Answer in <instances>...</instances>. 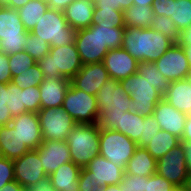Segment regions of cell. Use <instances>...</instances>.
<instances>
[{"label": "cell", "instance_id": "f1b7e54d", "mask_svg": "<svg viewBox=\"0 0 191 191\" xmlns=\"http://www.w3.org/2000/svg\"><path fill=\"white\" fill-rule=\"evenodd\" d=\"M46 0H30L25 6L18 9L20 19L27 31H32L39 19L48 10Z\"/></svg>", "mask_w": 191, "mask_h": 191}, {"label": "cell", "instance_id": "91938a15", "mask_svg": "<svg viewBox=\"0 0 191 191\" xmlns=\"http://www.w3.org/2000/svg\"><path fill=\"white\" fill-rule=\"evenodd\" d=\"M101 191H121L120 185H109L102 188Z\"/></svg>", "mask_w": 191, "mask_h": 191}, {"label": "cell", "instance_id": "be15d7a7", "mask_svg": "<svg viewBox=\"0 0 191 191\" xmlns=\"http://www.w3.org/2000/svg\"><path fill=\"white\" fill-rule=\"evenodd\" d=\"M173 191H187V189L182 187H176Z\"/></svg>", "mask_w": 191, "mask_h": 191}, {"label": "cell", "instance_id": "7c38bea8", "mask_svg": "<svg viewBox=\"0 0 191 191\" xmlns=\"http://www.w3.org/2000/svg\"><path fill=\"white\" fill-rule=\"evenodd\" d=\"M175 187L186 188L189 172L184 158L182 142L157 160V172Z\"/></svg>", "mask_w": 191, "mask_h": 191}, {"label": "cell", "instance_id": "60d3db41", "mask_svg": "<svg viewBox=\"0 0 191 191\" xmlns=\"http://www.w3.org/2000/svg\"><path fill=\"white\" fill-rule=\"evenodd\" d=\"M25 112L38 113L41 109V96L39 86L23 89Z\"/></svg>", "mask_w": 191, "mask_h": 191}, {"label": "cell", "instance_id": "74e56055", "mask_svg": "<svg viewBox=\"0 0 191 191\" xmlns=\"http://www.w3.org/2000/svg\"><path fill=\"white\" fill-rule=\"evenodd\" d=\"M8 59L12 77L20 75L26 70H29L34 64H36V61L24 51L8 55Z\"/></svg>", "mask_w": 191, "mask_h": 191}, {"label": "cell", "instance_id": "db71d44e", "mask_svg": "<svg viewBox=\"0 0 191 191\" xmlns=\"http://www.w3.org/2000/svg\"><path fill=\"white\" fill-rule=\"evenodd\" d=\"M184 149V158L186 161V167L189 173H191V143L182 142Z\"/></svg>", "mask_w": 191, "mask_h": 191}, {"label": "cell", "instance_id": "ab89813d", "mask_svg": "<svg viewBox=\"0 0 191 191\" xmlns=\"http://www.w3.org/2000/svg\"><path fill=\"white\" fill-rule=\"evenodd\" d=\"M148 177L124 174L120 182L121 191H147Z\"/></svg>", "mask_w": 191, "mask_h": 191}, {"label": "cell", "instance_id": "7dc6e473", "mask_svg": "<svg viewBox=\"0 0 191 191\" xmlns=\"http://www.w3.org/2000/svg\"><path fill=\"white\" fill-rule=\"evenodd\" d=\"M12 81L8 55L0 51V83L7 84Z\"/></svg>", "mask_w": 191, "mask_h": 191}, {"label": "cell", "instance_id": "277c9868", "mask_svg": "<svg viewBox=\"0 0 191 191\" xmlns=\"http://www.w3.org/2000/svg\"><path fill=\"white\" fill-rule=\"evenodd\" d=\"M100 127L97 123H77L67 135L65 142L68 143L71 161L84 168L100 152L99 146Z\"/></svg>", "mask_w": 191, "mask_h": 191}, {"label": "cell", "instance_id": "4316f807", "mask_svg": "<svg viewBox=\"0 0 191 191\" xmlns=\"http://www.w3.org/2000/svg\"><path fill=\"white\" fill-rule=\"evenodd\" d=\"M152 6H138L133 4L123 11L125 27L151 28L154 21Z\"/></svg>", "mask_w": 191, "mask_h": 191}, {"label": "cell", "instance_id": "9a60e30c", "mask_svg": "<svg viewBox=\"0 0 191 191\" xmlns=\"http://www.w3.org/2000/svg\"><path fill=\"white\" fill-rule=\"evenodd\" d=\"M108 72L102 62L83 64L70 84L88 94L96 96L100 87L109 80Z\"/></svg>", "mask_w": 191, "mask_h": 191}, {"label": "cell", "instance_id": "5b68a950", "mask_svg": "<svg viewBox=\"0 0 191 191\" xmlns=\"http://www.w3.org/2000/svg\"><path fill=\"white\" fill-rule=\"evenodd\" d=\"M36 64L43 77H66L72 79L82 68V62L75 44L51 47L50 52Z\"/></svg>", "mask_w": 191, "mask_h": 191}, {"label": "cell", "instance_id": "7402d4cb", "mask_svg": "<svg viewBox=\"0 0 191 191\" xmlns=\"http://www.w3.org/2000/svg\"><path fill=\"white\" fill-rule=\"evenodd\" d=\"M94 8L93 0H74L63 14L67 23L77 31L92 25Z\"/></svg>", "mask_w": 191, "mask_h": 191}, {"label": "cell", "instance_id": "7a4b0ae2", "mask_svg": "<svg viewBox=\"0 0 191 191\" xmlns=\"http://www.w3.org/2000/svg\"><path fill=\"white\" fill-rule=\"evenodd\" d=\"M174 44L152 28L126 27L122 48L137 61L155 62Z\"/></svg>", "mask_w": 191, "mask_h": 191}, {"label": "cell", "instance_id": "4fadbf2b", "mask_svg": "<svg viewBox=\"0 0 191 191\" xmlns=\"http://www.w3.org/2000/svg\"><path fill=\"white\" fill-rule=\"evenodd\" d=\"M154 63L158 71L170 82L187 79L191 73V68L181 43H175Z\"/></svg>", "mask_w": 191, "mask_h": 191}, {"label": "cell", "instance_id": "5bb4252c", "mask_svg": "<svg viewBox=\"0 0 191 191\" xmlns=\"http://www.w3.org/2000/svg\"><path fill=\"white\" fill-rule=\"evenodd\" d=\"M15 180L27 191L46 175L37 150H29L23 156L13 160Z\"/></svg>", "mask_w": 191, "mask_h": 191}, {"label": "cell", "instance_id": "cb8c5ba5", "mask_svg": "<svg viewBox=\"0 0 191 191\" xmlns=\"http://www.w3.org/2000/svg\"><path fill=\"white\" fill-rule=\"evenodd\" d=\"M29 149L11 125L0 126V155L9 160L23 156Z\"/></svg>", "mask_w": 191, "mask_h": 191}, {"label": "cell", "instance_id": "4dcf8cb0", "mask_svg": "<svg viewBox=\"0 0 191 191\" xmlns=\"http://www.w3.org/2000/svg\"><path fill=\"white\" fill-rule=\"evenodd\" d=\"M142 129L143 116L131 110L124 113L120 119V125L116 127L115 131L123 133L136 143L142 135Z\"/></svg>", "mask_w": 191, "mask_h": 191}, {"label": "cell", "instance_id": "f5cc1de1", "mask_svg": "<svg viewBox=\"0 0 191 191\" xmlns=\"http://www.w3.org/2000/svg\"><path fill=\"white\" fill-rule=\"evenodd\" d=\"M181 142L191 143V114L187 115Z\"/></svg>", "mask_w": 191, "mask_h": 191}, {"label": "cell", "instance_id": "8fae6325", "mask_svg": "<svg viewBox=\"0 0 191 191\" xmlns=\"http://www.w3.org/2000/svg\"><path fill=\"white\" fill-rule=\"evenodd\" d=\"M38 118L43 140L65 141L77 122L62 107L41 108Z\"/></svg>", "mask_w": 191, "mask_h": 191}, {"label": "cell", "instance_id": "7bdbcfd3", "mask_svg": "<svg viewBox=\"0 0 191 191\" xmlns=\"http://www.w3.org/2000/svg\"><path fill=\"white\" fill-rule=\"evenodd\" d=\"M175 188L171 182L158 173L148 177L147 191H173Z\"/></svg>", "mask_w": 191, "mask_h": 191}, {"label": "cell", "instance_id": "e0dca14e", "mask_svg": "<svg viewBox=\"0 0 191 191\" xmlns=\"http://www.w3.org/2000/svg\"><path fill=\"white\" fill-rule=\"evenodd\" d=\"M102 63L108 72L109 78L118 81L137 72L138 61L122 47L109 50Z\"/></svg>", "mask_w": 191, "mask_h": 191}, {"label": "cell", "instance_id": "ee69618b", "mask_svg": "<svg viewBox=\"0 0 191 191\" xmlns=\"http://www.w3.org/2000/svg\"><path fill=\"white\" fill-rule=\"evenodd\" d=\"M102 187L97 185L93 179L92 172L88 171L85 167L81 169L79 175V191H101Z\"/></svg>", "mask_w": 191, "mask_h": 191}, {"label": "cell", "instance_id": "11a10c76", "mask_svg": "<svg viewBox=\"0 0 191 191\" xmlns=\"http://www.w3.org/2000/svg\"><path fill=\"white\" fill-rule=\"evenodd\" d=\"M0 191H27L16 180L7 183Z\"/></svg>", "mask_w": 191, "mask_h": 191}, {"label": "cell", "instance_id": "ba28073f", "mask_svg": "<svg viewBox=\"0 0 191 191\" xmlns=\"http://www.w3.org/2000/svg\"><path fill=\"white\" fill-rule=\"evenodd\" d=\"M29 34L16 9L0 6V51L12 55L24 51Z\"/></svg>", "mask_w": 191, "mask_h": 191}, {"label": "cell", "instance_id": "94428289", "mask_svg": "<svg viewBox=\"0 0 191 191\" xmlns=\"http://www.w3.org/2000/svg\"><path fill=\"white\" fill-rule=\"evenodd\" d=\"M185 53H186V57L188 59L190 68H191V47H183Z\"/></svg>", "mask_w": 191, "mask_h": 191}, {"label": "cell", "instance_id": "30bf717a", "mask_svg": "<svg viewBox=\"0 0 191 191\" xmlns=\"http://www.w3.org/2000/svg\"><path fill=\"white\" fill-rule=\"evenodd\" d=\"M62 109L68 112L77 123L93 124L98 121L97 97L74 88L71 84L65 93Z\"/></svg>", "mask_w": 191, "mask_h": 191}, {"label": "cell", "instance_id": "bcb514c9", "mask_svg": "<svg viewBox=\"0 0 191 191\" xmlns=\"http://www.w3.org/2000/svg\"><path fill=\"white\" fill-rule=\"evenodd\" d=\"M172 2L174 0H154L152 3L153 13L170 18Z\"/></svg>", "mask_w": 191, "mask_h": 191}, {"label": "cell", "instance_id": "9c48e42d", "mask_svg": "<svg viewBox=\"0 0 191 191\" xmlns=\"http://www.w3.org/2000/svg\"><path fill=\"white\" fill-rule=\"evenodd\" d=\"M99 155L114 165L125 168L137 145L129 137L115 130L100 128Z\"/></svg>", "mask_w": 191, "mask_h": 191}, {"label": "cell", "instance_id": "83f0119b", "mask_svg": "<svg viewBox=\"0 0 191 191\" xmlns=\"http://www.w3.org/2000/svg\"><path fill=\"white\" fill-rule=\"evenodd\" d=\"M180 143V138L167 131L160 130L155 136L152 137L150 143H148L144 148L157 161L164 154L171 151L175 146L179 145Z\"/></svg>", "mask_w": 191, "mask_h": 191}, {"label": "cell", "instance_id": "603a6c76", "mask_svg": "<svg viewBox=\"0 0 191 191\" xmlns=\"http://www.w3.org/2000/svg\"><path fill=\"white\" fill-rule=\"evenodd\" d=\"M81 169L72 161L67 162L50 174L48 178L56 191H79V175Z\"/></svg>", "mask_w": 191, "mask_h": 191}, {"label": "cell", "instance_id": "f546056e", "mask_svg": "<svg viewBox=\"0 0 191 191\" xmlns=\"http://www.w3.org/2000/svg\"><path fill=\"white\" fill-rule=\"evenodd\" d=\"M137 73L147 79L162 95L169 89L170 81L158 71L154 62L138 61Z\"/></svg>", "mask_w": 191, "mask_h": 191}, {"label": "cell", "instance_id": "6125c7cd", "mask_svg": "<svg viewBox=\"0 0 191 191\" xmlns=\"http://www.w3.org/2000/svg\"><path fill=\"white\" fill-rule=\"evenodd\" d=\"M187 191H191V173H189V179L186 186Z\"/></svg>", "mask_w": 191, "mask_h": 191}, {"label": "cell", "instance_id": "2e32d148", "mask_svg": "<svg viewBox=\"0 0 191 191\" xmlns=\"http://www.w3.org/2000/svg\"><path fill=\"white\" fill-rule=\"evenodd\" d=\"M47 176L64 163L71 162L68 143L59 140H44L36 149Z\"/></svg>", "mask_w": 191, "mask_h": 191}, {"label": "cell", "instance_id": "52a82bcc", "mask_svg": "<svg viewBox=\"0 0 191 191\" xmlns=\"http://www.w3.org/2000/svg\"><path fill=\"white\" fill-rule=\"evenodd\" d=\"M122 88L129 94L132 100V110L143 117L153 115L156 104L163 95L139 73L119 81Z\"/></svg>", "mask_w": 191, "mask_h": 191}, {"label": "cell", "instance_id": "8d00e7d4", "mask_svg": "<svg viewBox=\"0 0 191 191\" xmlns=\"http://www.w3.org/2000/svg\"><path fill=\"white\" fill-rule=\"evenodd\" d=\"M51 46L46 41L38 39L35 34L29 31L26 37L24 52L28 53L36 62L50 52Z\"/></svg>", "mask_w": 191, "mask_h": 191}, {"label": "cell", "instance_id": "f35d334b", "mask_svg": "<svg viewBox=\"0 0 191 191\" xmlns=\"http://www.w3.org/2000/svg\"><path fill=\"white\" fill-rule=\"evenodd\" d=\"M160 130V125L153 115L143 117L142 135H140L139 140L136 142L137 147L144 148Z\"/></svg>", "mask_w": 191, "mask_h": 191}, {"label": "cell", "instance_id": "484cf974", "mask_svg": "<svg viewBox=\"0 0 191 191\" xmlns=\"http://www.w3.org/2000/svg\"><path fill=\"white\" fill-rule=\"evenodd\" d=\"M157 172V161L151 154L141 147H137L133 156L127 162L125 173L137 176H152Z\"/></svg>", "mask_w": 191, "mask_h": 191}, {"label": "cell", "instance_id": "f907efd6", "mask_svg": "<svg viewBox=\"0 0 191 191\" xmlns=\"http://www.w3.org/2000/svg\"><path fill=\"white\" fill-rule=\"evenodd\" d=\"M30 0H0V6L11 9H20L25 6Z\"/></svg>", "mask_w": 191, "mask_h": 191}, {"label": "cell", "instance_id": "680465c9", "mask_svg": "<svg viewBox=\"0 0 191 191\" xmlns=\"http://www.w3.org/2000/svg\"><path fill=\"white\" fill-rule=\"evenodd\" d=\"M154 0H132L133 4L138 6H152Z\"/></svg>", "mask_w": 191, "mask_h": 191}, {"label": "cell", "instance_id": "3957f363", "mask_svg": "<svg viewBox=\"0 0 191 191\" xmlns=\"http://www.w3.org/2000/svg\"><path fill=\"white\" fill-rule=\"evenodd\" d=\"M100 128L115 130L126 111L132 110V100L118 80L109 79L99 89L97 95Z\"/></svg>", "mask_w": 191, "mask_h": 191}, {"label": "cell", "instance_id": "e7e4bbea", "mask_svg": "<svg viewBox=\"0 0 191 191\" xmlns=\"http://www.w3.org/2000/svg\"><path fill=\"white\" fill-rule=\"evenodd\" d=\"M187 79H188L189 83L191 84V73L188 75Z\"/></svg>", "mask_w": 191, "mask_h": 191}, {"label": "cell", "instance_id": "f6af8a7d", "mask_svg": "<svg viewBox=\"0 0 191 191\" xmlns=\"http://www.w3.org/2000/svg\"><path fill=\"white\" fill-rule=\"evenodd\" d=\"M94 6L97 9H113L124 11L133 5L132 0H93Z\"/></svg>", "mask_w": 191, "mask_h": 191}, {"label": "cell", "instance_id": "1f68e13d", "mask_svg": "<svg viewBox=\"0 0 191 191\" xmlns=\"http://www.w3.org/2000/svg\"><path fill=\"white\" fill-rule=\"evenodd\" d=\"M170 19L183 32L191 26V0H174Z\"/></svg>", "mask_w": 191, "mask_h": 191}, {"label": "cell", "instance_id": "d6a6232c", "mask_svg": "<svg viewBox=\"0 0 191 191\" xmlns=\"http://www.w3.org/2000/svg\"><path fill=\"white\" fill-rule=\"evenodd\" d=\"M92 24L108 28H126L123 22V11L94 8Z\"/></svg>", "mask_w": 191, "mask_h": 191}, {"label": "cell", "instance_id": "836d02e7", "mask_svg": "<svg viewBox=\"0 0 191 191\" xmlns=\"http://www.w3.org/2000/svg\"><path fill=\"white\" fill-rule=\"evenodd\" d=\"M151 28L164 34L174 43L181 42L182 32L179 30L178 26L166 16L154 15V21Z\"/></svg>", "mask_w": 191, "mask_h": 191}, {"label": "cell", "instance_id": "681fc988", "mask_svg": "<svg viewBox=\"0 0 191 191\" xmlns=\"http://www.w3.org/2000/svg\"><path fill=\"white\" fill-rule=\"evenodd\" d=\"M28 191H56L51 185L50 179L47 177L42 181L37 182Z\"/></svg>", "mask_w": 191, "mask_h": 191}, {"label": "cell", "instance_id": "d590c367", "mask_svg": "<svg viewBox=\"0 0 191 191\" xmlns=\"http://www.w3.org/2000/svg\"><path fill=\"white\" fill-rule=\"evenodd\" d=\"M23 90L14 83H7V102L6 105L10 110L12 117L25 113Z\"/></svg>", "mask_w": 191, "mask_h": 191}, {"label": "cell", "instance_id": "6f0895ef", "mask_svg": "<svg viewBox=\"0 0 191 191\" xmlns=\"http://www.w3.org/2000/svg\"><path fill=\"white\" fill-rule=\"evenodd\" d=\"M7 84L0 83V107H7Z\"/></svg>", "mask_w": 191, "mask_h": 191}, {"label": "cell", "instance_id": "6da1fadb", "mask_svg": "<svg viewBox=\"0 0 191 191\" xmlns=\"http://www.w3.org/2000/svg\"><path fill=\"white\" fill-rule=\"evenodd\" d=\"M124 31L125 28L96 24L77 30L74 43L82 64L102 62L109 50L121 48Z\"/></svg>", "mask_w": 191, "mask_h": 191}, {"label": "cell", "instance_id": "e575fe53", "mask_svg": "<svg viewBox=\"0 0 191 191\" xmlns=\"http://www.w3.org/2000/svg\"><path fill=\"white\" fill-rule=\"evenodd\" d=\"M44 80L43 73L37 64H34L29 70L20 75L12 77V83L18 86L21 90L27 87H36Z\"/></svg>", "mask_w": 191, "mask_h": 191}, {"label": "cell", "instance_id": "ffe728a7", "mask_svg": "<svg viewBox=\"0 0 191 191\" xmlns=\"http://www.w3.org/2000/svg\"><path fill=\"white\" fill-rule=\"evenodd\" d=\"M85 168L92 172L93 179L102 188L109 185H119L125 174V168L114 165L100 155L91 160Z\"/></svg>", "mask_w": 191, "mask_h": 191}, {"label": "cell", "instance_id": "c3c4849f", "mask_svg": "<svg viewBox=\"0 0 191 191\" xmlns=\"http://www.w3.org/2000/svg\"><path fill=\"white\" fill-rule=\"evenodd\" d=\"M74 0H46L48 8L63 12Z\"/></svg>", "mask_w": 191, "mask_h": 191}, {"label": "cell", "instance_id": "b9f144b4", "mask_svg": "<svg viewBox=\"0 0 191 191\" xmlns=\"http://www.w3.org/2000/svg\"><path fill=\"white\" fill-rule=\"evenodd\" d=\"M14 180L13 160H9L0 155V189H2L7 183Z\"/></svg>", "mask_w": 191, "mask_h": 191}, {"label": "cell", "instance_id": "44dd1931", "mask_svg": "<svg viewBox=\"0 0 191 191\" xmlns=\"http://www.w3.org/2000/svg\"><path fill=\"white\" fill-rule=\"evenodd\" d=\"M69 86L70 79L66 77H45L39 85L41 108L62 107Z\"/></svg>", "mask_w": 191, "mask_h": 191}, {"label": "cell", "instance_id": "8992f818", "mask_svg": "<svg viewBox=\"0 0 191 191\" xmlns=\"http://www.w3.org/2000/svg\"><path fill=\"white\" fill-rule=\"evenodd\" d=\"M31 32L51 47L75 44L76 30L67 23L63 12L54 9H48Z\"/></svg>", "mask_w": 191, "mask_h": 191}, {"label": "cell", "instance_id": "d6986e66", "mask_svg": "<svg viewBox=\"0 0 191 191\" xmlns=\"http://www.w3.org/2000/svg\"><path fill=\"white\" fill-rule=\"evenodd\" d=\"M153 116L157 119L161 130L167 131L178 138H182L187 118L186 113H182L162 98L153 111Z\"/></svg>", "mask_w": 191, "mask_h": 191}, {"label": "cell", "instance_id": "9f6ffc18", "mask_svg": "<svg viewBox=\"0 0 191 191\" xmlns=\"http://www.w3.org/2000/svg\"><path fill=\"white\" fill-rule=\"evenodd\" d=\"M183 47H191V26L182 32L181 42Z\"/></svg>", "mask_w": 191, "mask_h": 191}, {"label": "cell", "instance_id": "816d5d0a", "mask_svg": "<svg viewBox=\"0 0 191 191\" xmlns=\"http://www.w3.org/2000/svg\"><path fill=\"white\" fill-rule=\"evenodd\" d=\"M12 115L8 107H0V126H6L11 123Z\"/></svg>", "mask_w": 191, "mask_h": 191}, {"label": "cell", "instance_id": "d4e9b609", "mask_svg": "<svg viewBox=\"0 0 191 191\" xmlns=\"http://www.w3.org/2000/svg\"><path fill=\"white\" fill-rule=\"evenodd\" d=\"M163 98L180 112L191 114V84L188 79L172 81Z\"/></svg>", "mask_w": 191, "mask_h": 191}, {"label": "cell", "instance_id": "ac0fdd59", "mask_svg": "<svg viewBox=\"0 0 191 191\" xmlns=\"http://www.w3.org/2000/svg\"><path fill=\"white\" fill-rule=\"evenodd\" d=\"M29 150H36L44 141L38 114L25 112L12 118L10 123Z\"/></svg>", "mask_w": 191, "mask_h": 191}]
</instances>
